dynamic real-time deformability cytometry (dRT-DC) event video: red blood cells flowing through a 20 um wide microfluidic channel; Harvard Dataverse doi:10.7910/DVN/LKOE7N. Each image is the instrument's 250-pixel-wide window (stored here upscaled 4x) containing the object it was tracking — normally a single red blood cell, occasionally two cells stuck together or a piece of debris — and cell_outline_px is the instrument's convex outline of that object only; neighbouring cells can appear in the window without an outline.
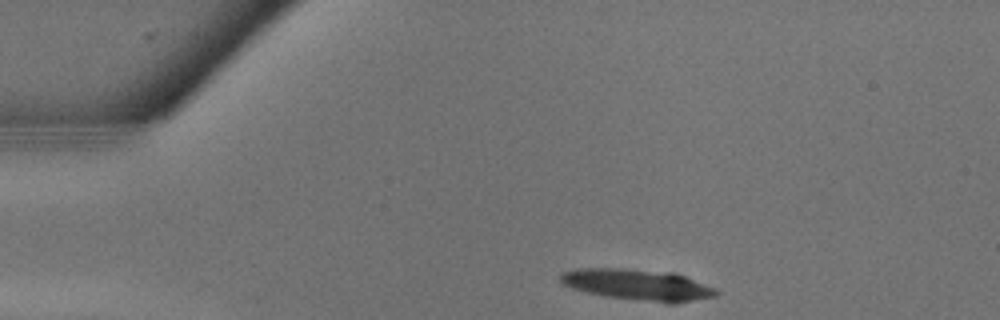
{"species": "common noctule bat (a hibernating species)", "species_latin": "Nyctalus noctula", "temperature_condition": "warm", "stored_images_in_passage": 6, "camera_frame_rate_fps": 3000, "um_per_image_px": 0.085, "animal": {"sex": "male", "body_mass_g": 13.3}, "frame": {"image": 1, "passage_image": 1, "time_ms": 0.0, "image_size_px": [1000, 320], "cell_outline_px": [[720, 292], [716, 296], [692, 300], [648, 300], [608, 296], [588, 292], [572, 288], [564, 284], [560, 280], [560, 272], [572, 268], [620, 268], [668, 272], [684, 276], [716, 288]], "centroid_in_image_um": [54.11, 24.15], "position_along_channel_um": 30.9, "area_um2": 27.11}}
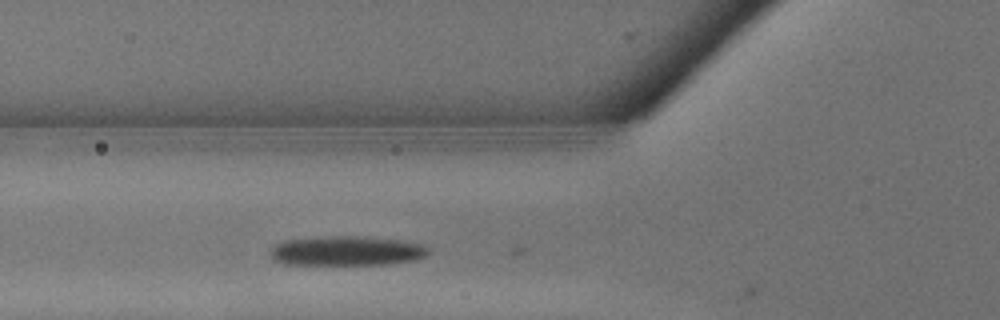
{"frame": {"image": 2, "passage_image": 6, "time_ms": 1.667, "image_size_px": [1000, 320], "cell_outline_px": [[432, 252], [424, 256], [412, 260], [388, 264], [284, 264], [272, 260], [272, 248], [276, 244], [284, 240], [336, 236], [348, 236], [396, 240], [424, 244]], "centroid_in_image_um": [29.47, 21.33], "position_along_channel_um": 96.3, "area_um2": 26.76}}